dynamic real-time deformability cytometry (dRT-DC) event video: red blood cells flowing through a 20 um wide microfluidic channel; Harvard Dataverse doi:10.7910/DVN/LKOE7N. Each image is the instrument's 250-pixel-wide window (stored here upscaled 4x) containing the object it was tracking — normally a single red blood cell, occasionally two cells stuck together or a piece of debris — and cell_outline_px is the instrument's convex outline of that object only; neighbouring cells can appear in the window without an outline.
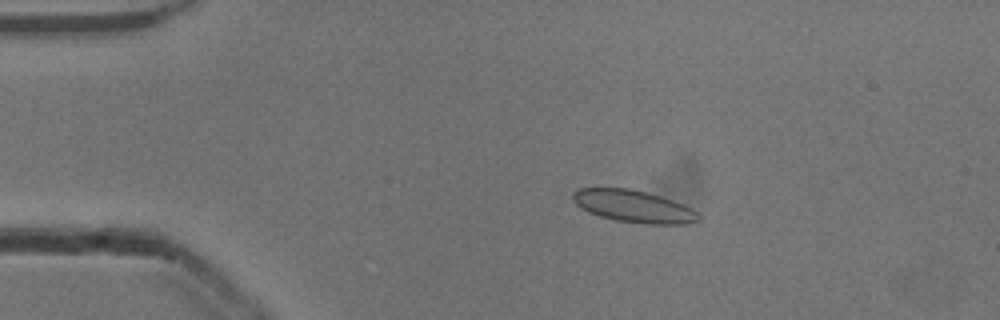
{"species": "common noctule bat (a hibernating species)", "species_latin": "Nyctalus noctula", "temperature_condition": "cold", "stored_images_in_passage": 52, "camera_frame_rate_fps": 3000, "um_per_image_px": 0.085, "animal": {"sex": "male", "body_mass_g": 13.3}, "frame": {"image": 1, "passage_image": 9, "time_ms": 2.667, "image_size_px": [1000, 320], "cell_outline_px": [[704, 216], [700, 220], [688, 224], [644, 224], [616, 220], [600, 216], [588, 212], [580, 208], [572, 200], [572, 192], [580, 188], [628, 188], [660, 196], [684, 204], [692, 208]], "centroid_in_image_um": [53.89, 17.55], "position_along_channel_um": 31.1, "area_um2": 23.81}}
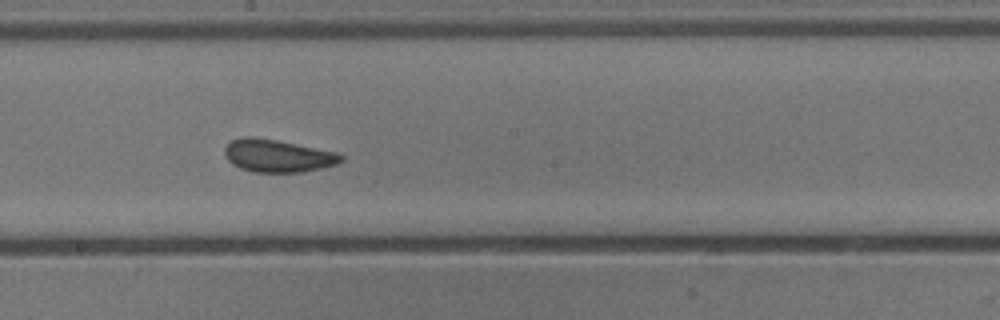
{"frame": {"image": 2, "passage_image": 28, "time_ms": 9.0, "image_size_px": [1000, 320], "cell_outline_px": [[344, 160], [336, 164], [304, 172], [252, 172], [240, 168], [232, 164], [224, 156], [224, 148], [232, 140], [244, 136], [252, 136], [276, 140], [336, 152], [344, 156]], "centroid_in_image_um": [23.57, 13.24], "position_along_channel_um": 224.6, "area_um2": 22.14}}
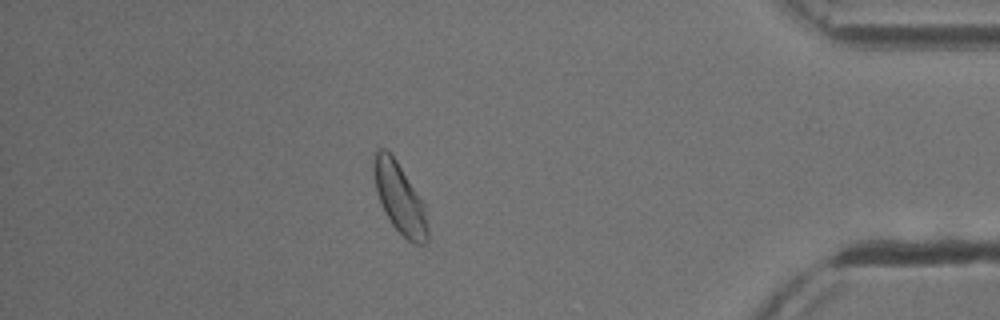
{"frame": {"image": 3, "passage_image": 45, "time_ms": 14.667, "image_size_px": [1000, 320], "cell_outline_px": [[428, 240], [424, 244], [412, 244], [392, 224], [376, 192], [372, 168], [372, 164], [376, 152], [380, 148], [384, 148], [396, 160], [424, 204], [428, 224]], "centroid_in_image_um": [33.98, 16.86], "position_along_channel_um": 401.2, "area_um2": 21.68}, "authors_computed_cell_mechanics": {"area_um2": 22.5131, "velocity_mm_per_s": 3.8676, "shape_relaxation_time_tau1_ms": 7.2191, "shape_relaxation_time_tau2_ms": null, "deformation_change_tau1": 0.0734, "deformation_change_tau2": null}}